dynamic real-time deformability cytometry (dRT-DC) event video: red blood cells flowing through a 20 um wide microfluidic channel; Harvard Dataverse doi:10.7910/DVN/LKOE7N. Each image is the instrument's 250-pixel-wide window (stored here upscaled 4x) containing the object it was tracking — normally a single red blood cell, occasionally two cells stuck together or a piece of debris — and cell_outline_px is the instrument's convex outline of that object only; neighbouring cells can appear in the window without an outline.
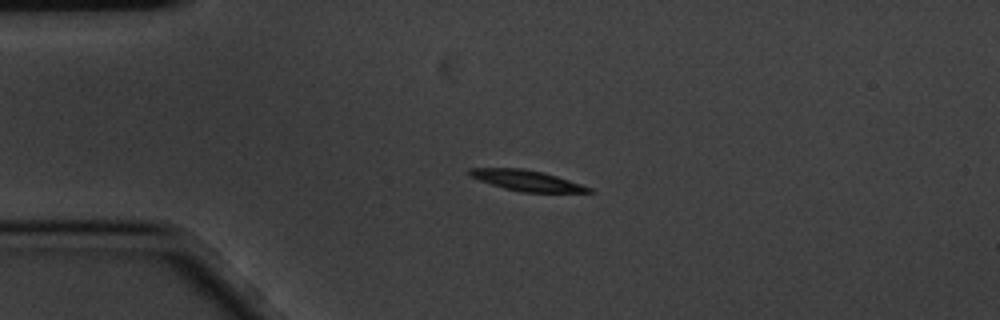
{"species": "common noctule bat (a hibernating species)", "species_latin": "Nyctalus noctula", "temperature_condition": "cold", "stored_images_in_passage": 3, "camera_frame_rate_fps": 3000, "um_per_image_px": 0.085, "animal": {"sex": "male", "body_mass_g": 20.1, "forearm_length_mm": 53.5}, "frame": {"image": 1, "passage_image": 3, "time_ms": 0.667, "image_size_px": [1000, 320], "cell_outline_px": [[596, 192], [520, 192], [504, 188], [468, 176], [468, 168], [524, 168], [556, 176], [592, 188]], "centroid_in_image_um": [44.74, 15.34], "position_along_channel_um": 40.3, "area_um2": 14.16}}